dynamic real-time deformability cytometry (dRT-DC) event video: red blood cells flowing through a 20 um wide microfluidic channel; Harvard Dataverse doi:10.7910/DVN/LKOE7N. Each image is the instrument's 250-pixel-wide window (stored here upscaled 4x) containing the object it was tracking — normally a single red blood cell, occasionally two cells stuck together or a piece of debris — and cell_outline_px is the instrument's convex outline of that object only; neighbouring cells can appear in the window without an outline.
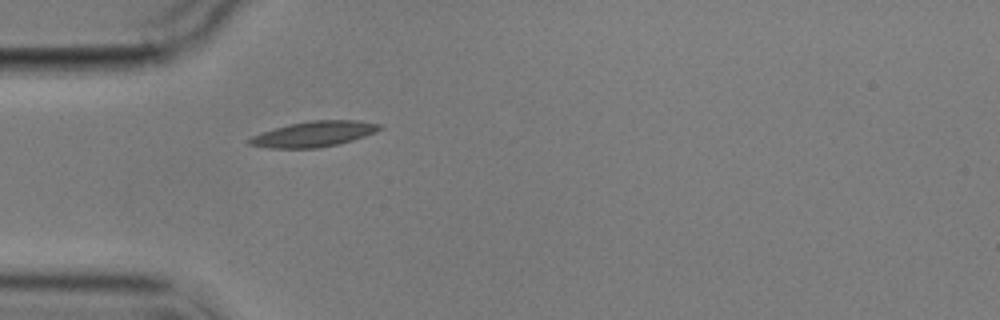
{"species": "common noctule bat (a hibernating species)", "species_latin": "Nyctalus noctula", "temperature_condition": "cold", "stored_images_in_passage": 1, "camera_frame_rate_fps": 3000, "um_per_image_px": 0.085, "animal": {"sex": "male", "body_mass_g": 17.9}, "frame": {"image": 1, "passage_image": 1, "time_ms": 0.0, "image_size_px": [1000, 320], "cell_outline_px": [[384, 128], [376, 132], [352, 140], [336, 144], [316, 148], [268, 148], [248, 144], [244, 140], [252, 136], [288, 124], [308, 120], [360, 120], [384, 124]], "centroid_in_image_um": [26.71, 11.38], "position_along_channel_um": 58.3, "area_um2": 19.48}}